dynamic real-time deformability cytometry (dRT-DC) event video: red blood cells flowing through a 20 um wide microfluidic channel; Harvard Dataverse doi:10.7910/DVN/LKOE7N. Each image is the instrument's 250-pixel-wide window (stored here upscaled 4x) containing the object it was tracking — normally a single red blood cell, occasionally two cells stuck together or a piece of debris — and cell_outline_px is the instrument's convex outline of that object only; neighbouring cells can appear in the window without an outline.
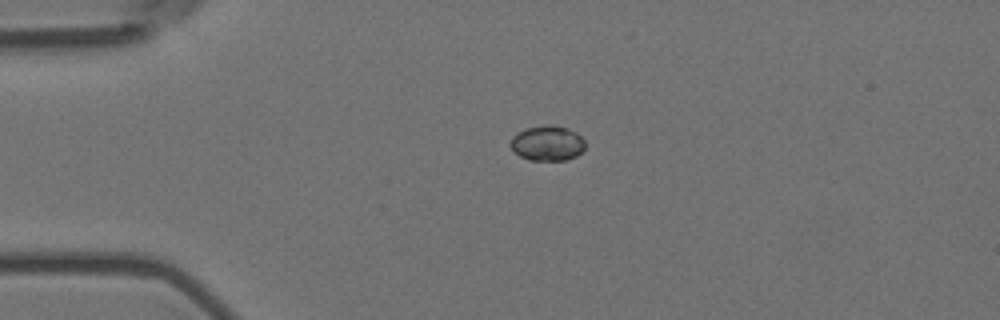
{"species": "Egyptian fruit bat (a non-hibernating species)", "species_latin": "Rousettus aegyptiacus", "temperature_condition": "room temperature", "stored_images_in_passage": 2, "camera_frame_rate_fps": 3000, "um_per_image_px": 0.085, "animal": {"sex": "female"}, "frame": {"image": 1, "passage_image": 1, "time_ms": 0.0, "image_size_px": [1000, 320], "cell_outline_px": [[584, 148], [576, 156], [564, 160], [528, 160], [512, 152], [508, 144], [512, 136], [516, 132], [524, 128], [548, 124], [552, 124], [568, 128], [576, 132], [584, 140]], "centroid_in_image_um": [46.46, 12.16], "position_along_channel_um": 38.5, "area_um2": 15.61}}